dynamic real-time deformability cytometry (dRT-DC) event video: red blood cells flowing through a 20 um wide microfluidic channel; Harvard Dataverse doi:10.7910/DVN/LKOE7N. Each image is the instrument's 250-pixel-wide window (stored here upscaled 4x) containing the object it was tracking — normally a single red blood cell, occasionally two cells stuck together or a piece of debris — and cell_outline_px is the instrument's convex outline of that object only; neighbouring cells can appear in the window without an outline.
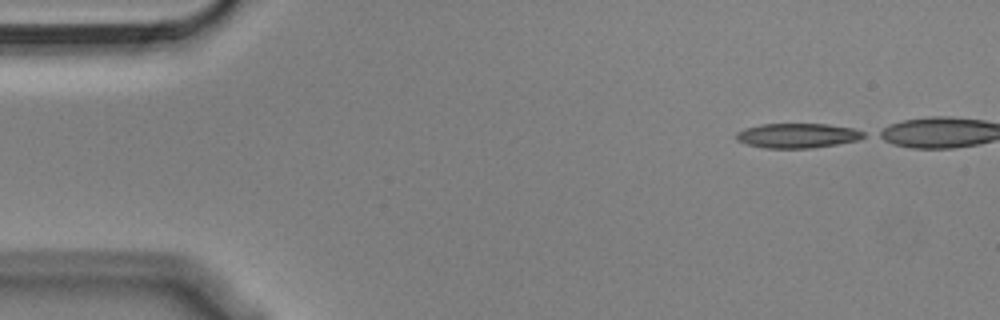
{"species": "Egyptian fruit bat (a non-hibernating species)", "species_latin": "Rousettus aegyptiacus", "temperature_condition": "cold", "stored_images_in_passage": 43, "camera_frame_rate_fps": 3000, "um_per_image_px": 0.085, "animal": {"sex": "male"}, "frame": {"image": 1, "passage_image": 1, "time_ms": 0.0, "image_size_px": [1000, 320], "cell_outline_px": [[868, 136], [860, 140], [812, 148], [764, 148], [748, 144], [736, 140], [736, 132], [744, 128], [760, 124], [828, 124], [852, 128], [864, 132]], "centroid_in_image_um": [67.8, 11.52], "position_along_channel_um": 17.2, "area_um2": 18.44}}
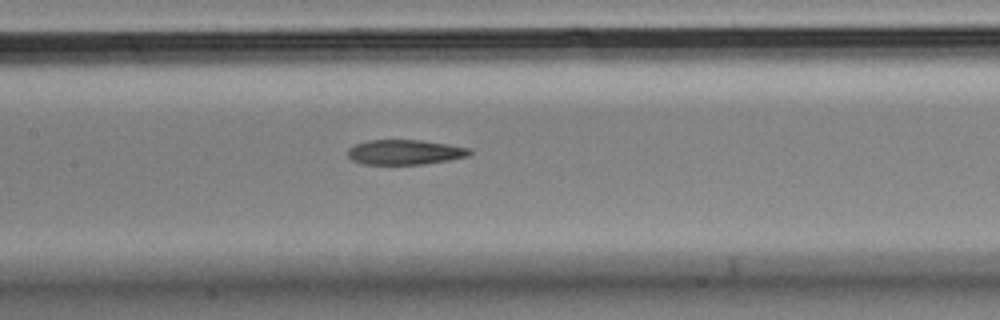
{"frame": {"image": 2, "passage_image": 21, "time_ms": 6.667, "image_size_px": [1000, 320], "cell_outline_px": [[472, 152], [468, 156], [448, 160], [424, 164], [360, 164], [352, 160], [348, 156], [348, 148], [356, 144], [368, 140], [420, 140], [448, 144], [472, 148]], "centroid_in_image_um": [34.42, 12.93], "position_along_channel_um": 173.0, "area_um2": 17.74}}
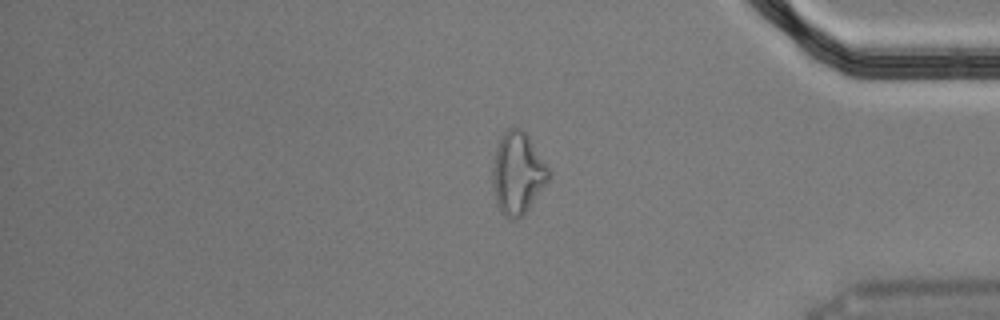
{"frame": {"image": 3, "passage_image": 41, "time_ms": 13.333, "image_size_px": [1000, 320], "cell_outline_px": [[548, 180], [528, 208], [516, 220], [508, 220], [504, 216], [496, 204], [492, 188], [492, 168], [496, 148], [504, 132], [508, 128], [520, 128], [528, 136], [548, 168]], "centroid_in_image_um": [43.95, 14.75], "position_along_channel_um": 391.3, "area_um2": 26.3}, "authors_computed_cell_mechanics": {"area_um2": 18.9584, "velocity_mm_per_s": 3.6333, "shape_relaxation_time_tau1_ms": null, "shape_relaxation_time_tau2_ms": 4.677, "deformation_change_tau1": null, "deformation_change_tau2": 0.1368}}